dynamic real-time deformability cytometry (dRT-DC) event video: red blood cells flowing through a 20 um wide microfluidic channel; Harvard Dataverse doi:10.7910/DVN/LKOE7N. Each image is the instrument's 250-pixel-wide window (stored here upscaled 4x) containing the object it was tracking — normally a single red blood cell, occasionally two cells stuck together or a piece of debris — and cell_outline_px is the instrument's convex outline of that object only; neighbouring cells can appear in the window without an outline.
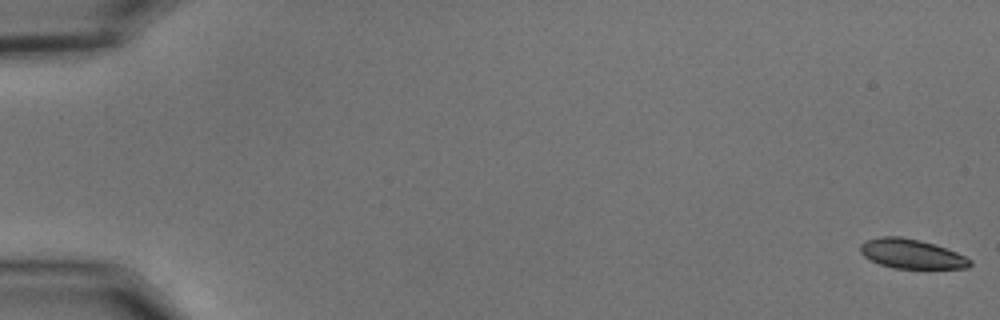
{"species": "common noctule bat (a hibernating species)", "species_latin": "Nyctalus noctula", "temperature_condition": "cold", "stored_images_in_passage": 14, "camera_frame_rate_fps": 3000, "um_per_image_px": 0.085, "animal": {"sex": "male", "body_mass_g": 15.6}, "frame": {"image": 1, "passage_image": 1, "time_ms": 0.0, "image_size_px": [1000, 320], "cell_outline_px": [[972, 264], [968, 268], [892, 268], [880, 264], [864, 256], [860, 252], [860, 244], [864, 240], [880, 236], [900, 236], [932, 244], [956, 252], [972, 260]], "centroid_in_image_um": [77.44, 21.58], "position_along_channel_um": 7.6, "area_um2": 18.61}}